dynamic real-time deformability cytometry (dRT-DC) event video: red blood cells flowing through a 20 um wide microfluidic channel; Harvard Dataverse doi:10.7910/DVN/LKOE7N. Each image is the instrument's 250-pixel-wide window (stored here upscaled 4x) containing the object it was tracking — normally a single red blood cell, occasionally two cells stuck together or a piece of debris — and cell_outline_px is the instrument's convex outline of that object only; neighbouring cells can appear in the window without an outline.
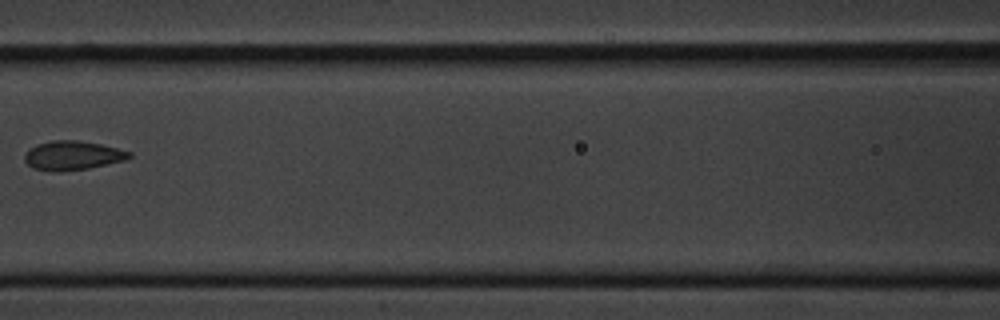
{"species": "common noctule bat (a hibernating species)", "species_latin": "Nyctalus noctula", "temperature_condition": "cold", "stored_images_in_passage": 12, "camera_frame_rate_fps": 3000, "um_per_image_px": 0.085, "animal": {"sex": "male", "body_mass_g": 20.1, "forearm_length_mm": 53.5}, "frame": {"image": 1, "passage_image": 3, "time_ms": 2.333, "image_size_px": [1000, 320], "cell_outline_px": [[132, 156], [124, 160], [88, 168], [56, 172], [32, 168], [24, 160], [24, 156], [36, 144], [52, 140], [76, 140], [100, 144], [132, 152]], "centroid_in_image_um": [6.16, 13.21], "position_along_channel_um": 160.4, "area_um2": 17.51}}
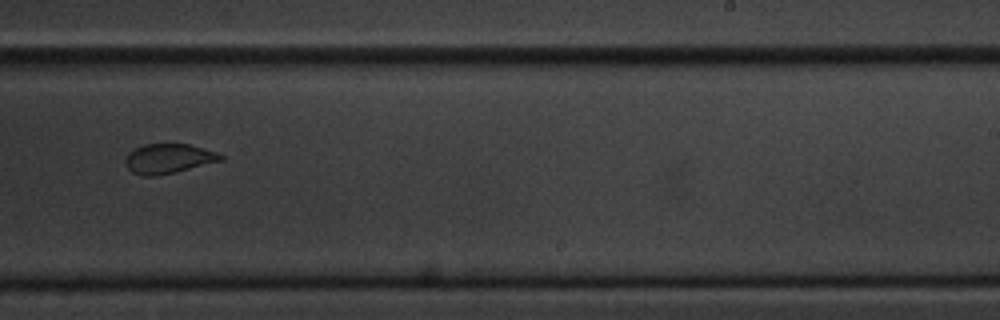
{"frame": {"image": 2, "passage_image": 6, "time_ms": 5.667, "image_size_px": [1000, 320], "cell_outline_px": [[224, 160], [176, 172], [156, 176], [140, 176], [132, 172], [128, 168], [124, 160], [128, 152], [144, 144], [188, 144], [216, 152], [224, 156]], "centroid_in_image_um": [14.31, 13.49], "position_along_channel_um": 274.7, "area_um2": 16.53}}
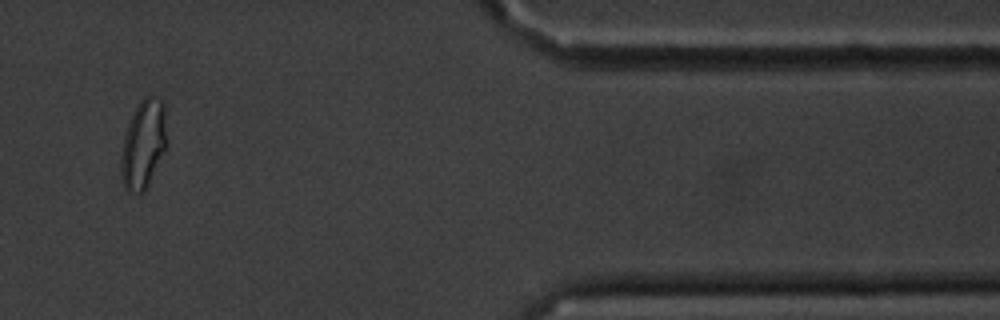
{"frame": {"image": 3, "passage_image": 10, "time_ms": 10.333, "image_size_px": [1000, 320], "cell_outline_px": [[168, 148], [144, 192], [132, 196], [124, 188], [120, 176], [120, 156], [124, 136], [128, 124], [140, 100], [144, 96], [148, 96], [160, 100], [164, 104], [168, 144]], "centroid_in_image_um": [12.19, 12.34], "position_along_channel_um": 399.2, "area_um2": 24.33}}